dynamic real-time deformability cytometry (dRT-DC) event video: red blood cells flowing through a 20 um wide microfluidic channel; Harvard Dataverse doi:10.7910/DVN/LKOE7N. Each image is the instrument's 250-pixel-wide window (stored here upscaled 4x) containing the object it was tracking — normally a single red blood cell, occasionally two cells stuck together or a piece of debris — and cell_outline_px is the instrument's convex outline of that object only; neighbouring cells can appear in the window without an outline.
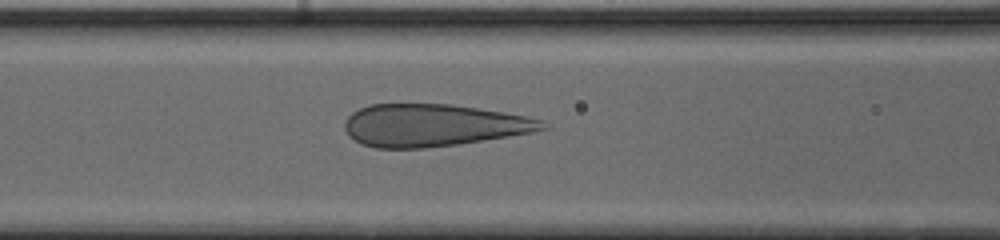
{"species": "human", "species_latin": "Homo sapiens", "temperature_condition": "cold", "stored_images_in_passage": 41, "camera_frame_rate_fps": 3000, "um_per_image_px": 0.085, "donor": {"sex": "male"}, "frame": {"image": 1, "passage_image": 18, "time_ms": 5.667, "image_size_px": [1000, 240], "cell_outline_px": [[548, 128], [532, 132], [484, 140], [456, 144], [424, 148], [376, 148], [360, 144], [348, 136], [344, 128], [344, 120], [352, 112], [368, 104], [452, 104], [504, 112], [528, 116], [540, 120], [548, 124]], "centroid_in_image_um": [36.78, 10.64], "position_along_channel_um": 129.8, "area_um2": 48.9}}
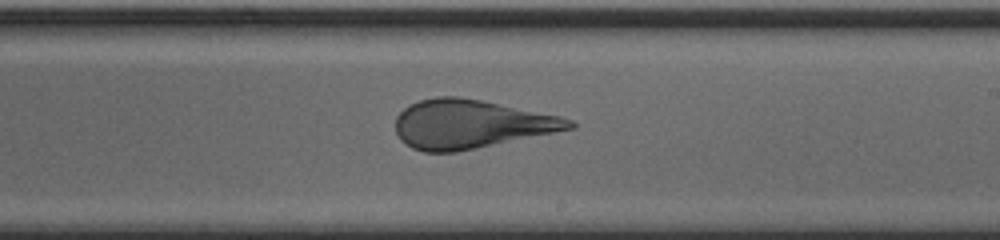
{"frame": {"image": 2, "passage_image": 27, "time_ms": 8.667, "image_size_px": [1000, 240], "cell_outline_px": [[576, 128], [456, 152], [424, 152], [412, 148], [400, 140], [396, 132], [396, 116], [408, 104], [420, 100], [436, 96], [460, 96], [560, 116], [572, 120], [576, 124]], "centroid_in_image_um": [39.98, 10.55], "position_along_channel_um": 249.0, "area_um2": 49.25}}
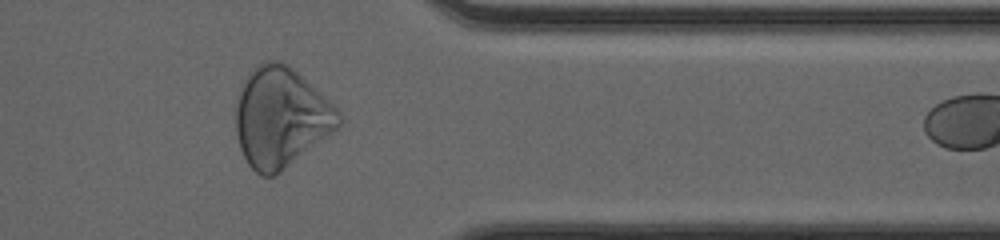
{"frame": {"image": 3, "passage_image": 38, "time_ms": 12.333, "image_size_px": [1000, 240], "cell_outline_px": [[344, 120], [332, 132], [276, 176], [260, 176], [248, 164], [240, 148], [236, 132], [236, 104], [240, 88], [248, 72], [256, 64], [268, 60], [280, 60], [292, 68], [328, 100], [340, 112]], "centroid_in_image_um": [23.84, 9.97], "position_along_channel_um": 387.6, "area_um2": 59.53}}